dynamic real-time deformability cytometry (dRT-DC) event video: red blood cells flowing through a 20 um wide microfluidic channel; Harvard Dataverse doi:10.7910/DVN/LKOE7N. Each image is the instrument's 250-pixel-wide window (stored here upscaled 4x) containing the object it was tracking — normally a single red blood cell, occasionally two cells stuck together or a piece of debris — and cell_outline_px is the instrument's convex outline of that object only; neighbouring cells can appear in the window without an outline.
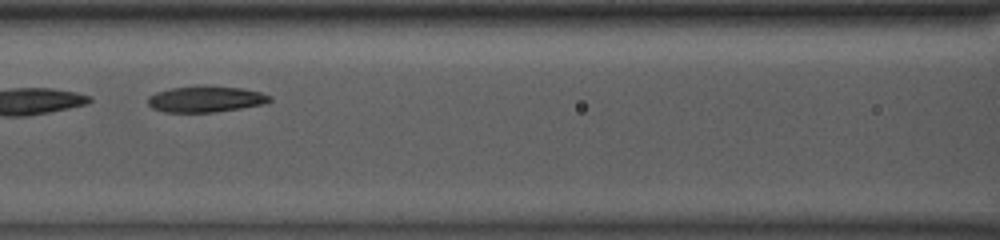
{"species": "common noctule bat (a hibernating species)", "species_latin": "Nyctalus noctula", "temperature_condition": "room temperature", "stored_images_in_passage": 40, "camera_frame_rate_fps": 3000, "um_per_image_px": 0.085, "animal": {"sex": "male", "body_mass_g": 13.0, "forearm_length_mm": 53.1}, "frame": {"image": 1, "passage_image": 23, "time_ms": 7.333, "image_size_px": [1000, 240], "cell_outline_px": [[272, 100], [268, 104], [216, 112], [164, 112], [152, 108], [148, 104], [148, 96], [156, 92], [172, 88], [196, 84], [204, 84], [240, 88], [260, 92], [272, 96]], "centroid_in_image_um": [17.51, 8.41], "position_along_channel_um": 149.1, "area_um2": 19.07}}